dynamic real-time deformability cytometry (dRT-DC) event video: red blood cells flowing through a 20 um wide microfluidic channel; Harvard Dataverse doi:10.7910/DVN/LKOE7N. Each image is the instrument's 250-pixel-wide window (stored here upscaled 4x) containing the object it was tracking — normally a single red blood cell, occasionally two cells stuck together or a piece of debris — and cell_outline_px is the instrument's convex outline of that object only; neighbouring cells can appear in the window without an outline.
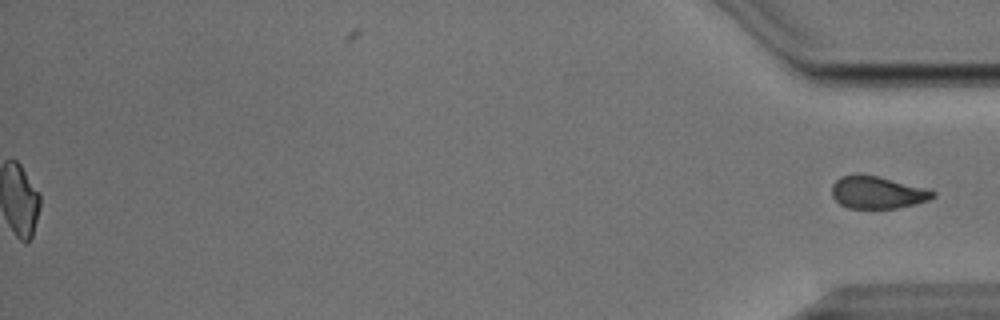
{"species": "Egyptian fruit bat (a non-hibernating species)", "species_latin": "Rousettus aegyptiacus", "temperature_condition": "cold", "stored_images_in_passage": 38, "segment_of_instrument_passage": [2, 2], "camera_frame_rate_fps": 3000, "um_per_image_px": 0.085, "animal": {"sex": "male"}, "frame": {"image": 1, "passage_image": 38, "time_ms": 12.333, "image_size_px": [1000, 320], "cell_outline_px": [[936, 196], [928, 200], [916, 204], [896, 208], [848, 208], [840, 204], [832, 196], [832, 184], [840, 176], [856, 172], [860, 172], [928, 188], [936, 192]], "centroid_in_image_um": [74.57, 16.33], "position_along_channel_um": 360.6, "area_um2": 19.42}}